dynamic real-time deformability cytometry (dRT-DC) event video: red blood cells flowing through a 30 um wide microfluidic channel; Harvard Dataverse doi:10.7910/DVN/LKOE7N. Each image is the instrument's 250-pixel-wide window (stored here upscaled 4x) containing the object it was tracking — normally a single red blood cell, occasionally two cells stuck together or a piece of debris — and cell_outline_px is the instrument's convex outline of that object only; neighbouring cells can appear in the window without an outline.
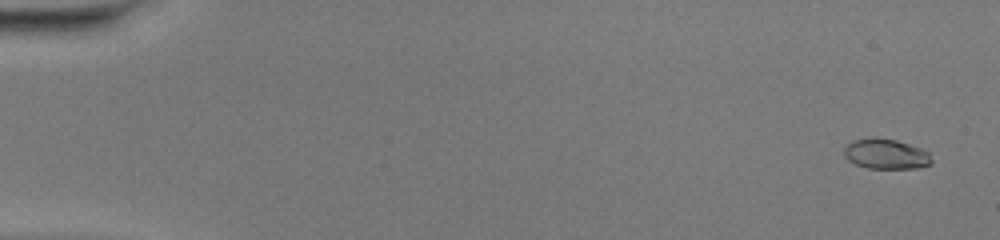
{"species": "common noctule bat (a hibernating species)", "species_latin": "Nyctalus noctula", "temperature_condition": "warm", "stored_images_in_passage": 11, "camera_frame_rate_fps": 3000, "um_per_image_px": 0.085, "animal": {"sex": "female", "body_mass_g": 20.0, "forearm_length_mm": 54.0}, "frame": {"image": 1, "passage_image": 3, "time_ms": 0.667, "image_size_px": [1000, 240], "cell_outline_px": [[932, 164], [916, 168], [868, 168], [856, 164], [848, 160], [844, 156], [844, 148], [852, 140], [872, 136], [896, 140], [920, 148], [928, 152], [932, 160]], "centroid_in_image_um": [75.28, 13.07], "position_along_channel_um": 9.7, "area_um2": 15.43}}